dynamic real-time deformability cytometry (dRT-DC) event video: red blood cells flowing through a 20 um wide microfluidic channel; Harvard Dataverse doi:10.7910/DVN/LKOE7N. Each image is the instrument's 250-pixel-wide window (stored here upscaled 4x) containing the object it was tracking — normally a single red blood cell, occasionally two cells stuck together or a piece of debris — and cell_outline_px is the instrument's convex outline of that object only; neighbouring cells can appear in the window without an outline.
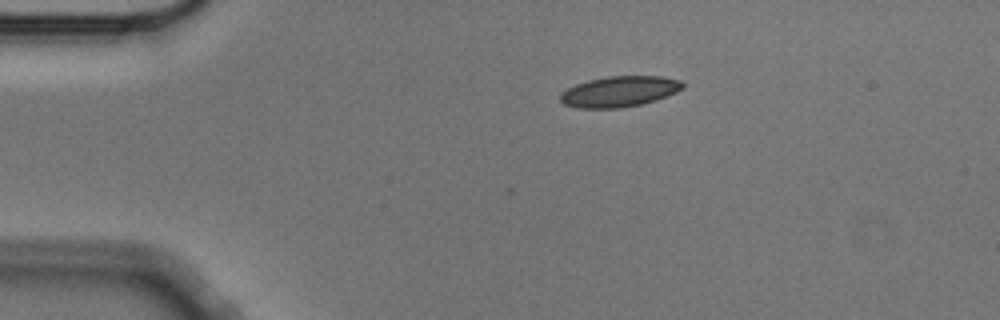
{"species": "Egyptian fruit bat (a non-hibernating species)", "species_latin": "Rousettus aegyptiacus", "temperature_condition": "cold", "stored_images_in_passage": 5, "camera_frame_rate_fps": 3000, "um_per_image_px": 0.085, "animal": {"sex": "male"}, "frame": {"image": 1, "passage_image": 1, "time_ms": 0.0, "image_size_px": [1000, 320], "cell_outline_px": [[684, 88], [676, 92], [656, 100], [640, 104], [620, 108], [580, 108], [564, 104], [560, 100], [560, 96], [568, 88], [576, 84], [588, 80], [608, 76], [660, 76], [680, 80], [684, 84]], "centroid_in_image_um": [52.67, 7.77], "position_along_channel_um": 32.3, "area_um2": 21.73}}
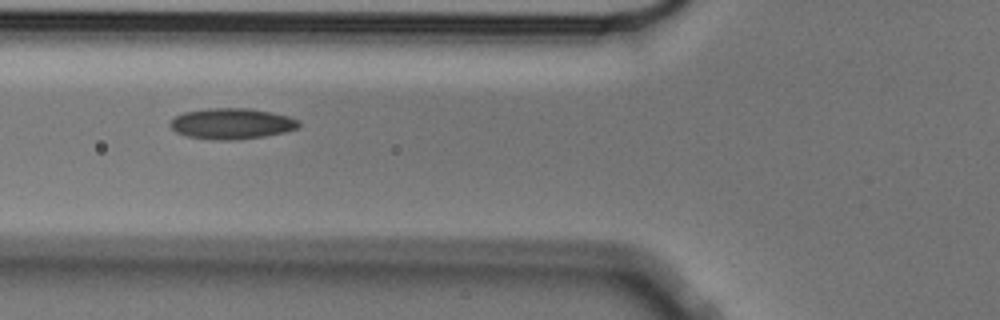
{"frame": {"image": 2, "passage_image": 4, "time_ms": 1.0, "image_size_px": [1000, 320], "cell_outline_px": [[300, 124], [296, 128], [284, 132], [264, 136], [236, 140], [212, 140], [188, 136], [176, 132], [168, 124], [176, 116], [184, 112], [208, 108], [248, 108], [272, 112], [288, 116], [300, 120]], "centroid_in_image_um": [19.69, 10.51], "position_along_channel_um": 106.1, "area_um2": 23.12}}
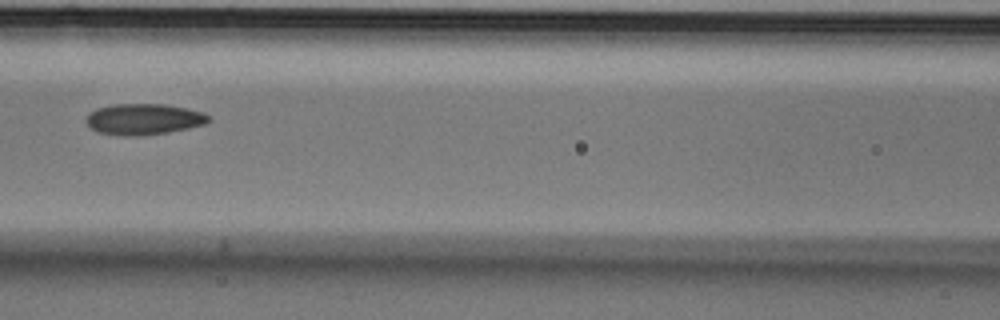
{"frame": {"image": 3, "passage_image": 5, "time_ms": 1.333, "image_size_px": [1000, 320], "cell_outline_px": [[212, 120], [208, 124], [168, 132], [140, 136], [124, 136], [100, 132], [88, 128], [84, 120], [84, 116], [88, 112], [96, 108], [112, 104], [164, 104], [204, 112]], "centroid_in_image_um": [12.17, 10.13], "position_along_channel_um": 154.4, "area_um2": 22.54}}